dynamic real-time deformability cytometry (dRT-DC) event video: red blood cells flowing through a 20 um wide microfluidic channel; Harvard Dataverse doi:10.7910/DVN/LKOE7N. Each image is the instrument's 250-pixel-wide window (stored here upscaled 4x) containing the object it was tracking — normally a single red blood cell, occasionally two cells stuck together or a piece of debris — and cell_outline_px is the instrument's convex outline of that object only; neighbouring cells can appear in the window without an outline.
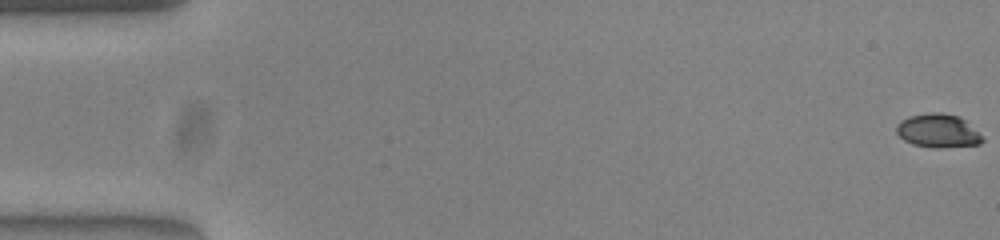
{"species": "common noctule bat (a hibernating species)", "species_latin": "Nyctalus noctula", "temperature_condition": "warm", "stored_images_in_passage": 48, "camera_frame_rate_fps": 3000, "um_per_image_px": 0.085, "animal": {"sex": "female", "body_mass_g": 23.0, "forearm_length_mm": 53.4}, "frame": {"image": 1, "passage_image": 1, "time_ms": 0.0, "image_size_px": [1000, 240], "cell_outline_px": [[984, 140], [980, 144], [940, 148], [936, 148], [912, 144], [904, 140], [896, 132], [896, 128], [900, 120], [908, 116], [928, 112], [940, 112], [960, 116]], "centroid_in_image_um": [79.68, 11.11], "position_along_channel_um": 5.3, "area_um2": 16.7}}
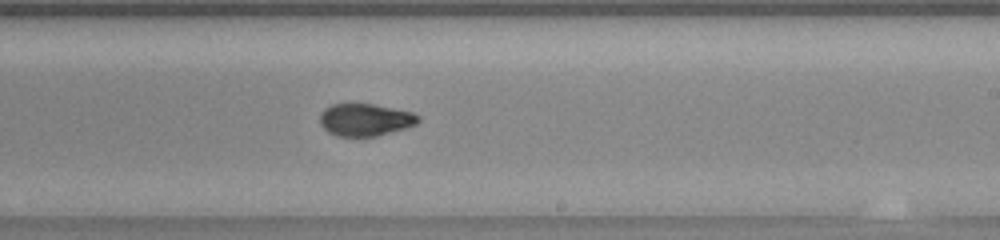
{"frame": {"image": 2, "passage_image": 33, "time_ms": 10.667, "image_size_px": [1000, 240], "cell_outline_px": [[420, 120], [416, 124], [404, 128], [376, 136], [336, 136], [328, 132], [320, 124], [320, 116], [324, 108], [332, 104], [372, 104], [412, 112], [420, 116]], "centroid_in_image_um": [31.02, 10.18], "position_along_channel_um": 258.0, "area_um2": 18.38}}
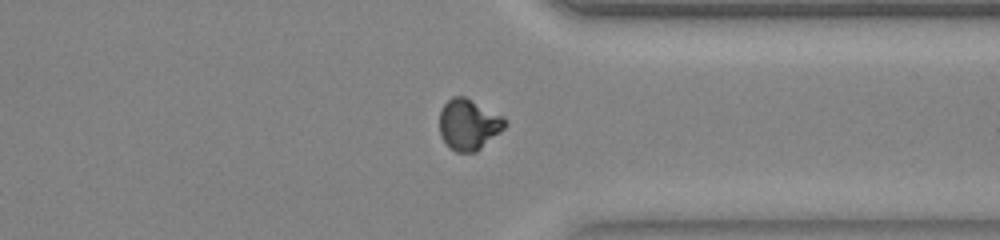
{"frame": {"image": 3, "passage_image": 42, "time_ms": 13.667, "image_size_px": [1000, 240], "cell_outline_px": [[508, 124], [500, 132], [476, 152], [456, 152], [448, 148], [440, 136], [440, 112], [444, 104], [452, 96], [464, 96], [504, 116], [508, 120]], "centroid_in_image_um": [39.84, 10.59], "position_along_channel_um": 371.6, "area_um2": 19.59}, "authors_computed_cell_mechanics": {"area_um2": 18.6694, "velocity_mm_per_s": 3.8709, "shape_relaxation_time_tau1_ms": null, "shape_relaxation_time_tau2_ms": 2.1949, "deformation_change_tau1": null, "deformation_change_tau2": 0.0546}}